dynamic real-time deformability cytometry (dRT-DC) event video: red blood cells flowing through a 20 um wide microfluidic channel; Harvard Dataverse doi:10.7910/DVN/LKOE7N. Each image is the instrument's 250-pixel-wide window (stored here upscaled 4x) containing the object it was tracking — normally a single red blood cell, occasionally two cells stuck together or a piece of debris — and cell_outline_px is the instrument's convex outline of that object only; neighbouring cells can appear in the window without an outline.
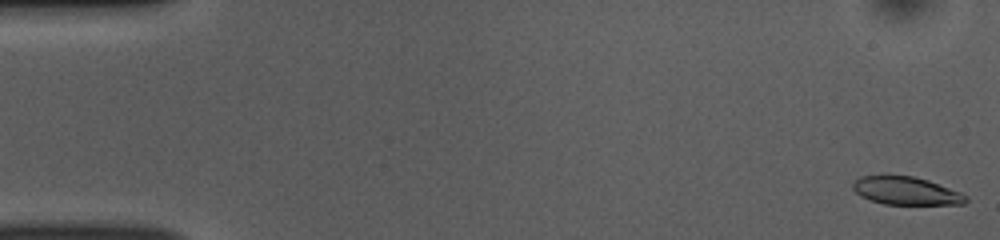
{"species": "common noctule bat (a hibernating species)", "species_latin": "Nyctalus noctula", "temperature_condition": "room temperature", "stored_images_in_passage": 52, "camera_frame_rate_fps": 3000, "um_per_image_px": 0.085, "animal": {"sex": "female", "body_mass_g": 10.0, "forearm_length_mm": 53.1}, "frame": {"image": 1, "passage_image": 1, "time_ms": 0.0, "image_size_px": [1000, 240], "cell_outline_px": [[968, 200], [964, 204], [884, 204], [860, 196], [852, 188], [852, 180], [860, 176], [912, 176], [928, 180], [960, 192], [968, 196]], "centroid_in_image_um": [77.0, 16.22], "position_along_channel_um": 8.0, "area_um2": 18.32}}
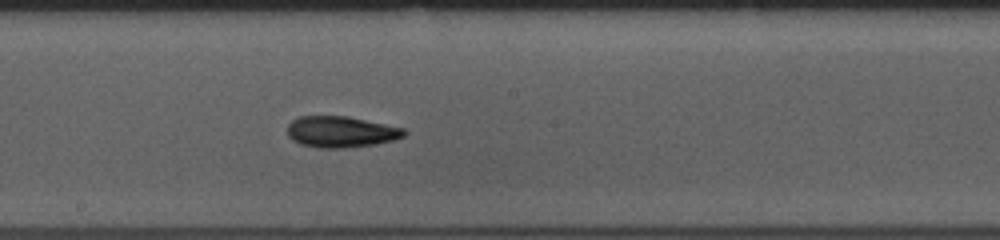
{"frame": {"image": 2, "passage_image": 28, "time_ms": 9.0, "image_size_px": [1000, 240], "cell_outline_px": [[408, 132], [404, 136], [392, 140], [376, 144], [344, 148], [316, 148], [300, 144], [292, 140], [288, 136], [288, 124], [296, 116], [348, 116], [404, 128]], "centroid_in_image_um": [28.96, 11.2], "position_along_channel_um": 219.2, "area_um2": 21.39}}
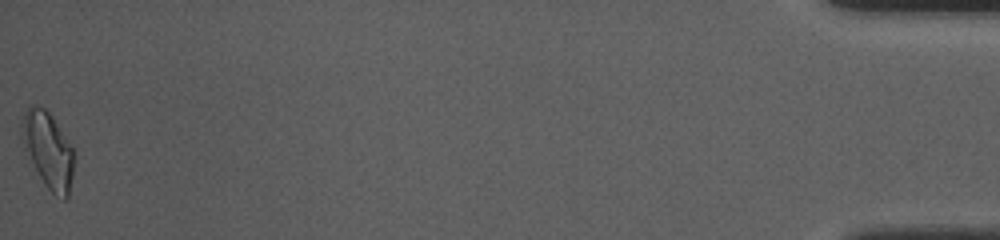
{"frame": {"image": 3, "passage_image": 52, "time_ms": 17.0, "image_size_px": [1000, 240], "cell_outline_px": [[72, 176], [68, 196], [64, 200], [56, 196], [44, 184], [28, 164], [20, 136], [20, 132], [24, 116], [28, 104], [32, 104], [44, 108], [52, 116], [72, 148]], "centroid_in_image_um": [4.01, 12.77], "position_along_channel_um": 431.2, "area_um2": 23.29}, "authors_computed_cell_mechanics": {"area_um2": 20.4034, "velocity_mm_per_s": 3.8482, "shape_relaxation_time_tau1_ms": 6.0747, "shape_relaxation_time_tau2_ms": 5.7328, "deformation_change_tau1": 0.158, "deformation_change_tau2": 0.142}}